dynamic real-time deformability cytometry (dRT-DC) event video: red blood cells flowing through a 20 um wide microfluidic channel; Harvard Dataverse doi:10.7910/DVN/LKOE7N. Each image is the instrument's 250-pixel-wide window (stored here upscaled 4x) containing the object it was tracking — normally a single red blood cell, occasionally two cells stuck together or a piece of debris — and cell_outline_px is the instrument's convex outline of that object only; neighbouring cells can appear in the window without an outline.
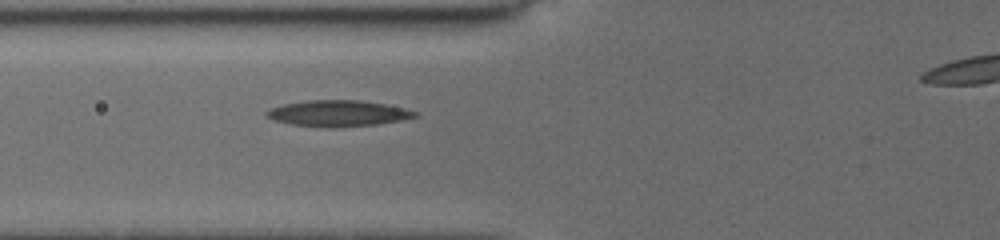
{"species": "common noctule bat (a hibernating species)", "species_latin": "Nyctalus noctula", "temperature_condition": "cold", "stored_images_in_passage": 4, "camera_frame_rate_fps": 3000, "um_per_image_px": 0.085, "animal": {"sex": "female", "body_mass_g": 19.5, "forearm_length_mm": 54.1}, "frame": {"image": 1, "passage_image": 4, "time_ms": 3.0, "image_size_px": [1000, 240], "cell_outline_px": [[416, 116], [400, 120], [376, 124], [332, 128], [324, 128], [292, 124], [276, 120], [264, 116], [264, 112], [272, 108], [284, 104], [308, 100], [360, 100], [384, 104], [404, 108], [416, 112]], "centroid_in_image_um": [28.68, 9.64], "position_along_channel_um": 97.1, "area_um2": 22.37}}